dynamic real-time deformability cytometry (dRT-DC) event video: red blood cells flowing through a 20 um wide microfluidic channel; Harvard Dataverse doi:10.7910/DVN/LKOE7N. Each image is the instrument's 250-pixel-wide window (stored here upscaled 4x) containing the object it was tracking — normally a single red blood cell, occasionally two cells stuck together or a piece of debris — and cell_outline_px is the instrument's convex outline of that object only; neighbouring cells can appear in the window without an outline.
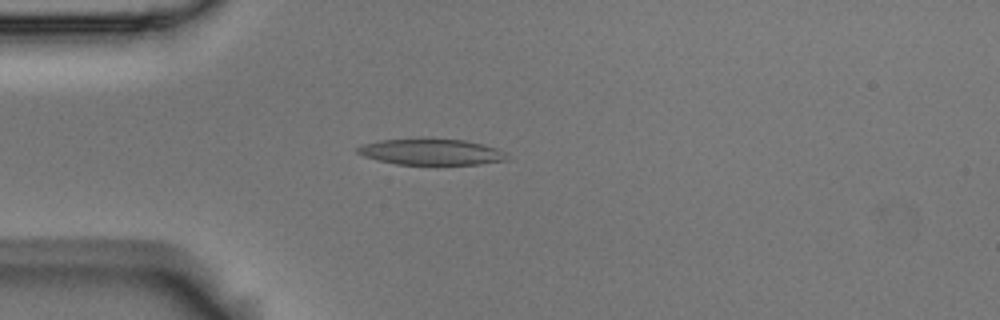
{"species": "Egyptian fruit bat (a non-hibernating species)", "species_latin": "Rousettus aegyptiacus", "temperature_condition": "room temperature", "stored_images_in_passage": 5, "camera_frame_rate_fps": 3000, "um_per_image_px": 0.085, "animal": {"sex": "male"}, "frame": {"image": 1, "passage_image": 5, "time_ms": 1.333, "image_size_px": [1000, 320], "cell_outline_px": [[508, 160], [480, 164], [396, 164], [364, 156], [356, 152], [356, 148], [364, 144], [380, 140], [428, 136], [464, 140], [484, 144], [496, 148], [504, 152], [508, 156]], "centroid_in_image_um": [36.66, 12.87], "position_along_channel_um": 48.3, "area_um2": 23.29}}